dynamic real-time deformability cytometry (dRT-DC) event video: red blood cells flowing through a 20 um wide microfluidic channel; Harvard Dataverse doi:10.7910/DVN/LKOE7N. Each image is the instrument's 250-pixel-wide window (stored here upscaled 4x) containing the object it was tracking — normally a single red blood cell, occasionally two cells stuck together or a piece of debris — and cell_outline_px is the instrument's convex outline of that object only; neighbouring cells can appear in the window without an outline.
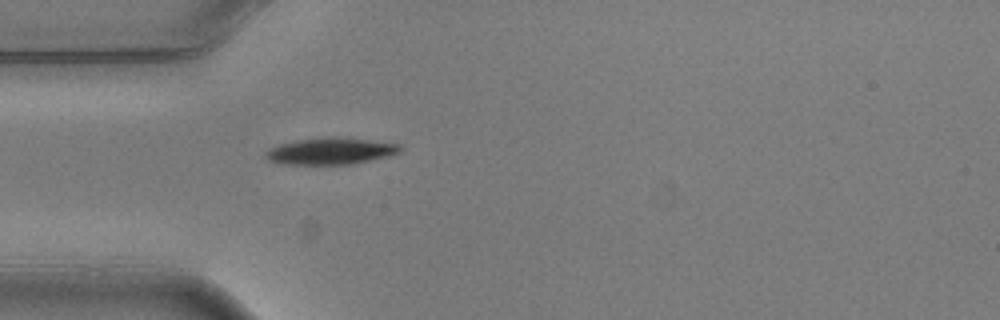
{"species": "common noctule bat (a hibernating species)", "species_latin": "Nyctalus noctula", "temperature_condition": "warm", "stored_images_in_passage": 1, "camera_frame_rate_fps": 3000, "um_per_image_px": 0.085, "animal": {"sex": "male", "body_mass_g": 20.5, "forearm_length_mm": 52.5}, "frame": {"image": 1, "passage_image": 1, "time_ms": 0.0, "image_size_px": [1000, 320], "cell_outline_px": [[404, 148], [400, 152], [392, 156], [352, 164], [284, 164], [268, 160], [264, 156], [264, 152], [268, 148], [280, 144], [296, 140], [332, 136], [368, 140], [400, 144]], "centroid_in_image_um": [28.12, 12.84], "position_along_channel_um": 56.9, "area_um2": 21.1}}